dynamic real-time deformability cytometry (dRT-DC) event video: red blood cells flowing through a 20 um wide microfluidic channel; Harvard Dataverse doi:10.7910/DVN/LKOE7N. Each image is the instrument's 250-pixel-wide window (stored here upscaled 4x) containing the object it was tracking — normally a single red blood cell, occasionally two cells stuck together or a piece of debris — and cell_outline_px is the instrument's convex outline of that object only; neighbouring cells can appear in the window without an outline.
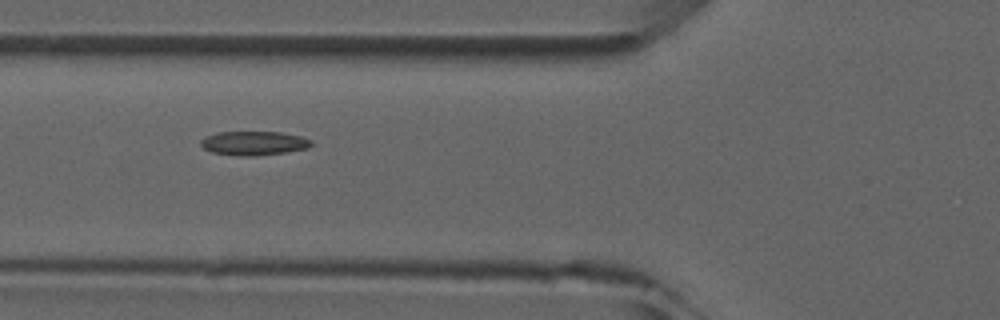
{"species": "common noctule bat (a hibernating species)", "species_latin": "Nyctalus noctula", "temperature_condition": "room temperature", "stored_images_in_passage": 6, "camera_frame_rate_fps": 3000, "um_per_image_px": 0.085, "animal": {"sex": "male", "forearm_length_mm": 52.5}, "frame": {"image": 1, "passage_image": 6, "time_ms": 5.667, "image_size_px": [1000, 320], "cell_outline_px": [[312, 144], [308, 148], [288, 152], [256, 156], [236, 156], [212, 152], [204, 148], [200, 144], [200, 140], [208, 136], [220, 132], [280, 132], [300, 136], [312, 140]], "centroid_in_image_um": [21.6, 12.18], "position_along_channel_um": 104.2, "area_um2": 15.49}}